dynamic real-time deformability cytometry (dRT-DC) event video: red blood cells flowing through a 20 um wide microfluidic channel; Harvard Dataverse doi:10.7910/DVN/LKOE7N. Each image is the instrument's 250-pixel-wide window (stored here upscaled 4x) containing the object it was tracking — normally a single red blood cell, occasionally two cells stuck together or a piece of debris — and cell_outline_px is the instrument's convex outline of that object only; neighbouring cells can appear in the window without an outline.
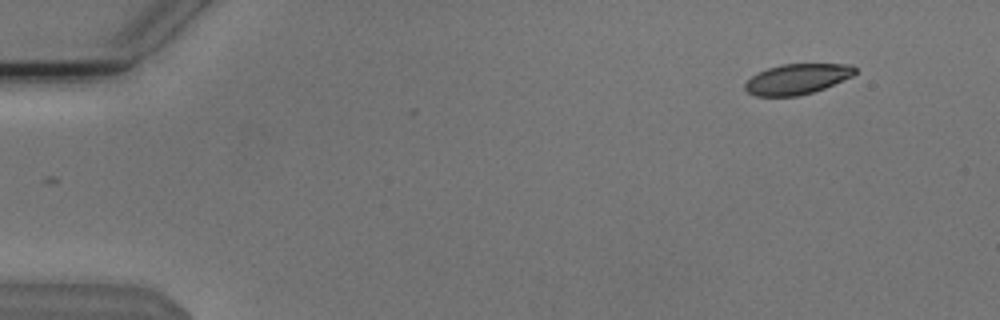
{"species": "Egyptian fruit bat (a non-hibernating species)", "species_latin": "Rousettus aegyptiacus", "temperature_condition": "cold", "stored_images_in_passage": 4, "camera_frame_rate_fps": 3000, "um_per_image_px": 0.085, "animal": {"sex": "male"}, "frame": {"image": 1, "passage_image": 4, "time_ms": 1.0, "image_size_px": [1000, 320], "cell_outline_px": [[856, 72], [852, 76], [824, 88], [800, 96], [756, 96], [748, 92], [744, 88], [744, 84], [756, 72], [768, 68], [784, 64], [852, 64], [856, 68]], "centroid_in_image_um": [67.74, 6.72], "position_along_channel_um": 17.3, "area_um2": 19.42}}